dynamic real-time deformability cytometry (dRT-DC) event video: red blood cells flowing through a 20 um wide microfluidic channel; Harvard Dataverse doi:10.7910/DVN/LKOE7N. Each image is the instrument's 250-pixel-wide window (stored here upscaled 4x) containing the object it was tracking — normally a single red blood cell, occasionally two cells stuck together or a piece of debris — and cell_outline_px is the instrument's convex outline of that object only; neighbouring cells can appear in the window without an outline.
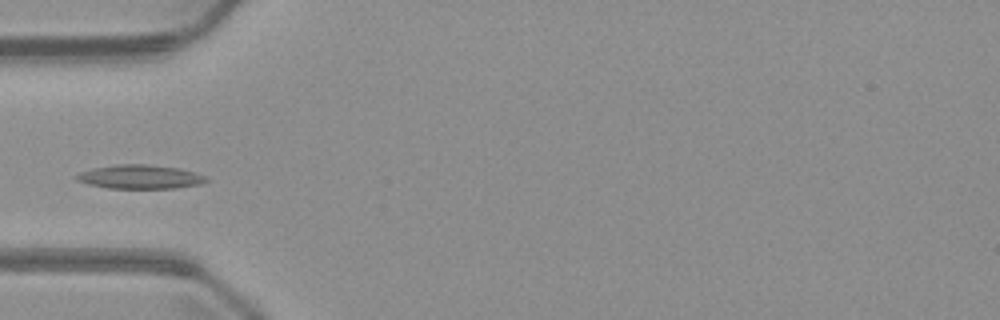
{"species": "common noctule bat (a hibernating species)", "species_latin": "Nyctalus noctula", "temperature_condition": "warm", "stored_images_in_passage": 4, "camera_frame_rate_fps": 3000, "um_per_image_px": 0.085, "animal": {"sex": "male", "body_mass_g": 23.1, "forearm_length_mm": 52.7}, "frame": {"image": 1, "passage_image": 4, "time_ms": 3.333, "image_size_px": [1000, 320], "cell_outline_px": [[208, 180], [200, 184], [176, 188], [108, 188], [88, 184], [76, 180], [72, 176], [80, 172], [92, 168], [116, 164], [148, 164], [180, 168], [196, 172], [208, 176]], "centroid_in_image_um": [11.9, 15.02], "position_along_channel_um": 73.1, "area_um2": 18.32}}